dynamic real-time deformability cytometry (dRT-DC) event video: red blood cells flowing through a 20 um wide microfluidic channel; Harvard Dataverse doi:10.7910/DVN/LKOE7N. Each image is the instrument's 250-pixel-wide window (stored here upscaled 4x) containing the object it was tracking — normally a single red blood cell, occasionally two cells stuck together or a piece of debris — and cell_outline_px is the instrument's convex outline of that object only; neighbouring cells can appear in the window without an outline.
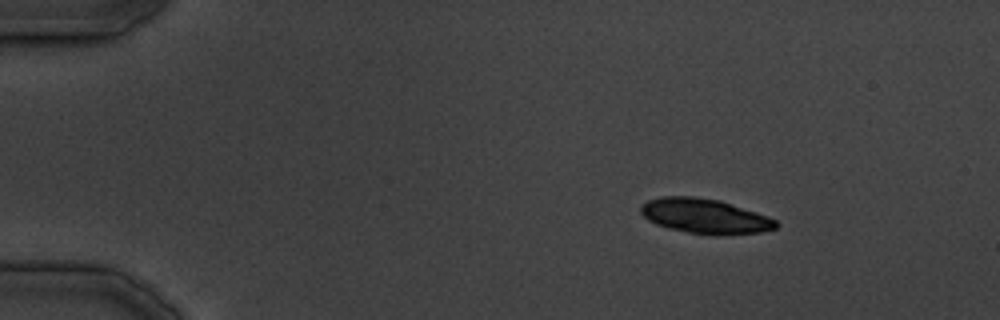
{"species": "common noctule bat (a hibernating species)", "species_latin": "Nyctalus noctula", "temperature_condition": "cold", "stored_images_in_passage": 8, "camera_frame_rate_fps": 3000, "um_per_image_px": 0.085, "animal": {"sex": "male", "body_mass_g": 19.5, "forearm_length_mm": 54.6}, "frame": {"image": 1, "passage_image": 1, "time_ms": 0.0, "image_size_px": [1000, 320], "cell_outline_px": [[780, 224], [776, 228], [760, 232], [688, 232], [668, 228], [656, 224], [648, 220], [640, 212], [640, 204], [648, 200], [660, 196], [692, 196], [720, 200], [768, 216], [776, 220]], "centroid_in_image_um": [59.85, 18.31], "position_along_channel_um": 25.1, "area_um2": 26.59}}